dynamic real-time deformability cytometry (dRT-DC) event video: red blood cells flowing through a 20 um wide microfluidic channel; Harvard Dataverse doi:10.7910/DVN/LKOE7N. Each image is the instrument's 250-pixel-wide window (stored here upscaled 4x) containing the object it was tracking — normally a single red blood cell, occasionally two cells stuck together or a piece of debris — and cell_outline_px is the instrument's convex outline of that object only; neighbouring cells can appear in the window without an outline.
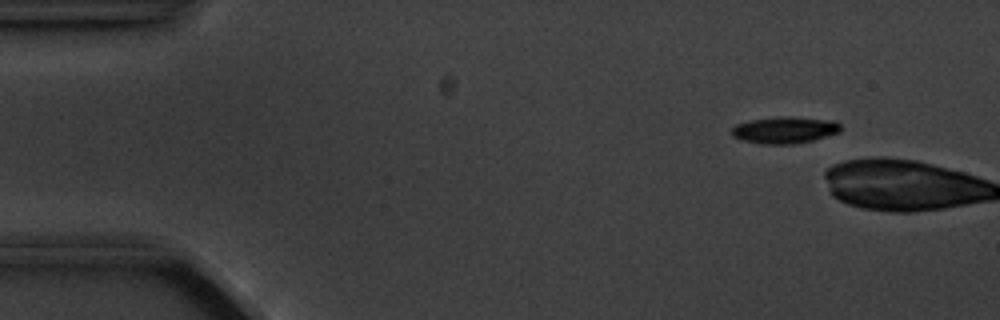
{"species": "common noctule bat (a hibernating species)", "species_latin": "Nyctalus noctula", "temperature_condition": "cold", "stored_images_in_passage": 3, "camera_frame_rate_fps": 3000, "um_per_image_px": 0.085, "animal": {"sex": "male", "body_mass_g": 20.1, "forearm_length_mm": 53.5}, "frame": {"image": 1, "passage_image": 2, "time_ms": 1.333, "image_size_px": [1000, 320], "cell_outline_px": [[840, 132], [812, 140], [792, 144], [760, 144], [744, 140], [732, 136], [732, 128], [736, 124], [748, 120], [784, 116], [788, 116], [836, 120], [840, 124]], "centroid_in_image_um": [66.7, 11.04], "position_along_channel_um": 18.3, "area_um2": 16.99}}